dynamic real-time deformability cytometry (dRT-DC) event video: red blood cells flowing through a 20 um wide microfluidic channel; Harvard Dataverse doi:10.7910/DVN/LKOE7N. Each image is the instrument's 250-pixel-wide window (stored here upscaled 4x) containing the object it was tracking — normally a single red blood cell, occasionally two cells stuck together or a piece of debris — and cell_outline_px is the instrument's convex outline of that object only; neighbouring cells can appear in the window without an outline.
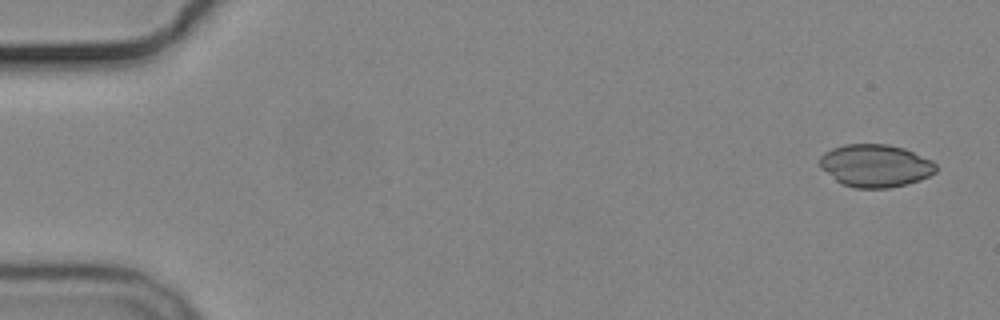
{"species": "common noctule bat (a hibernating species)", "species_latin": "Nyctalus noctula", "temperature_condition": "cold", "stored_images_in_passage": 5, "camera_frame_rate_fps": 3000, "um_per_image_px": 0.085, "animal": {"sex": "male", "body_mass_g": 19.2, "forearm_length_mm": 51.8}, "frame": {"image": 1, "passage_image": 1, "time_ms": 0.0, "image_size_px": [1000, 320], "cell_outline_px": [[936, 172], [920, 180], [908, 184], [888, 188], [856, 188], [844, 184], [836, 180], [820, 168], [820, 156], [824, 152], [832, 148], [844, 144], [888, 144], [904, 148], [932, 160], [936, 164]], "centroid_in_image_um": [74.41, 14.08], "position_along_channel_um": 10.6, "area_um2": 28.96}}